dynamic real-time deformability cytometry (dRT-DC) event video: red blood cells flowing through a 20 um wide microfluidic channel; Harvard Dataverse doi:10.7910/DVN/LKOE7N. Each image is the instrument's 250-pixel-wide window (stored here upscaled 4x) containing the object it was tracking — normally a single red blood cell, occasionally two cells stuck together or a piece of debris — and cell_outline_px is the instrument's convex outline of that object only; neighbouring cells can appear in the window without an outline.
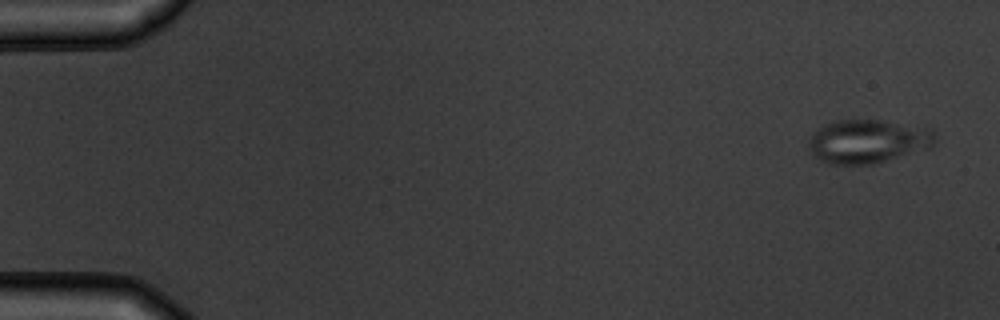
{"species": "common noctule bat (a hibernating species)", "species_latin": "Nyctalus noctula", "temperature_condition": "warm", "stored_images_in_passage": 5, "camera_frame_rate_fps": 3000, "um_per_image_px": 0.085, "animal": {"sex": "male", "body_mass_g": 19.5, "forearm_length_mm": 54.6}, "frame": {"image": 1, "passage_image": 1, "time_ms": 0.0, "image_size_px": [1000, 320], "cell_outline_px": [[936, 140], [928, 148], [872, 164], [828, 164], [820, 160], [812, 152], [808, 144], [808, 140], [812, 132], [820, 124], [836, 120], [880, 120], [924, 124], [932, 128]], "centroid_in_image_um": [73.78, 11.97], "position_along_channel_um": 11.2, "area_um2": 32.71}}